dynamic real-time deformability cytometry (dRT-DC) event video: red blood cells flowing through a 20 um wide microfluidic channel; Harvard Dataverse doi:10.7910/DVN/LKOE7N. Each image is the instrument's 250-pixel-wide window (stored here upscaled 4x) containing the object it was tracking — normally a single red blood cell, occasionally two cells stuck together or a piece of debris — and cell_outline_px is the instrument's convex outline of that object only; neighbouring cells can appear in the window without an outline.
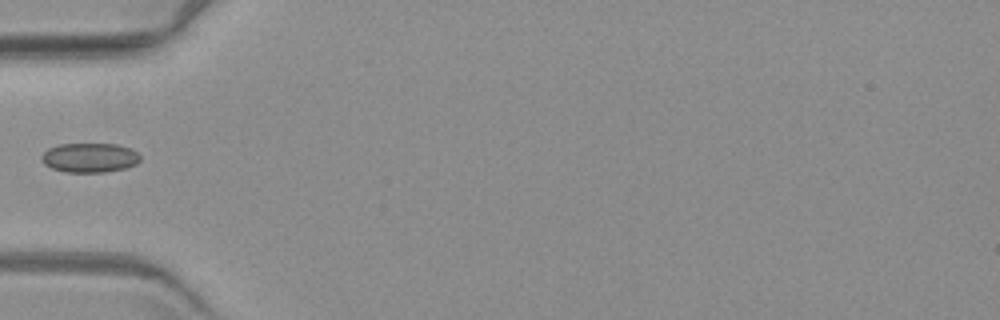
{"species": "common noctule bat (a hibernating species)", "species_latin": "Nyctalus noctula", "temperature_condition": "warm", "stored_images_in_passage": 5, "camera_frame_rate_fps": 3000, "um_per_image_px": 0.085, "animal": {"sex": "female", "body_mass_g": 19.3, "forearm_length_mm": 54.1}, "frame": {"image": 1, "passage_image": 4, "time_ms": 4.667, "image_size_px": [1000, 320], "cell_outline_px": [[140, 160], [136, 164], [124, 168], [104, 172], [64, 172], [52, 168], [44, 164], [40, 156], [48, 148], [60, 144], [116, 144], [132, 148], [140, 156]], "centroid_in_image_um": [7.61, 13.4], "position_along_channel_um": 77.4, "area_um2": 16.94}}
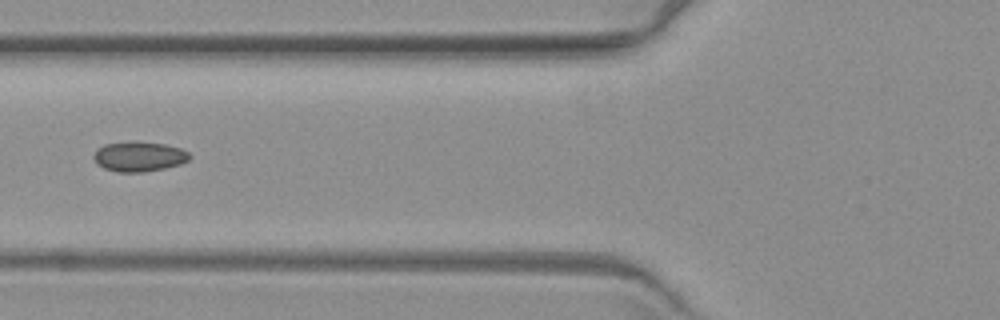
{"frame": {"image": 2, "passage_image": 5, "time_ms": 5.667, "image_size_px": [1000, 320], "cell_outline_px": [[192, 156], [188, 160], [180, 164], [164, 168], [144, 172], [116, 172], [104, 168], [96, 164], [92, 156], [96, 148], [104, 144], [132, 140], [136, 140], [164, 144], [180, 148], [188, 152]], "centroid_in_image_um": [11.77, 13.29], "position_along_channel_um": 114.0, "area_um2": 17.11}}